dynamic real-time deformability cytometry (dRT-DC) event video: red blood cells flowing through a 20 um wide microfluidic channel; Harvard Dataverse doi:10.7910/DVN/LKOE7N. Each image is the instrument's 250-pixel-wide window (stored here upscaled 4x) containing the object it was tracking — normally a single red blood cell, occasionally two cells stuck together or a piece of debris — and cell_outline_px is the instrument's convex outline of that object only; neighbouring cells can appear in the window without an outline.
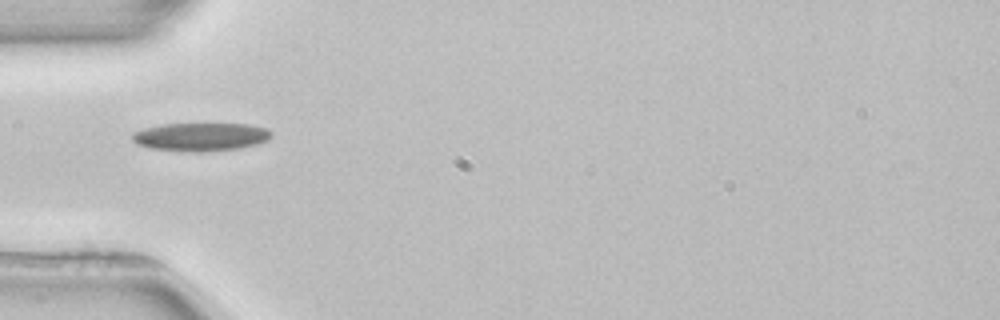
{"species": "common noctule bat (a hibernating species)", "species_latin": "Nyctalus noctula", "temperature_condition": "room temperature", "stored_images_in_passage": 2, "camera_frame_rate_fps": 3000, "um_per_image_px": 0.085, "animal": {"sex": "female", "body_mass_g": 22.7, "forearm_length_mm": 54.2}, "frame": {"image": 1, "passage_image": 2, "time_ms": 1.333, "image_size_px": [1000, 320], "cell_outline_px": [[272, 136], [268, 140], [256, 144], [240, 148], [200, 152], [192, 152], [152, 148], [136, 144], [132, 140], [132, 132], [144, 128], [160, 124], [248, 124], [264, 128]], "centroid_in_image_um": [17.01, 11.63], "position_along_channel_um": 68.0, "area_um2": 22.77}}